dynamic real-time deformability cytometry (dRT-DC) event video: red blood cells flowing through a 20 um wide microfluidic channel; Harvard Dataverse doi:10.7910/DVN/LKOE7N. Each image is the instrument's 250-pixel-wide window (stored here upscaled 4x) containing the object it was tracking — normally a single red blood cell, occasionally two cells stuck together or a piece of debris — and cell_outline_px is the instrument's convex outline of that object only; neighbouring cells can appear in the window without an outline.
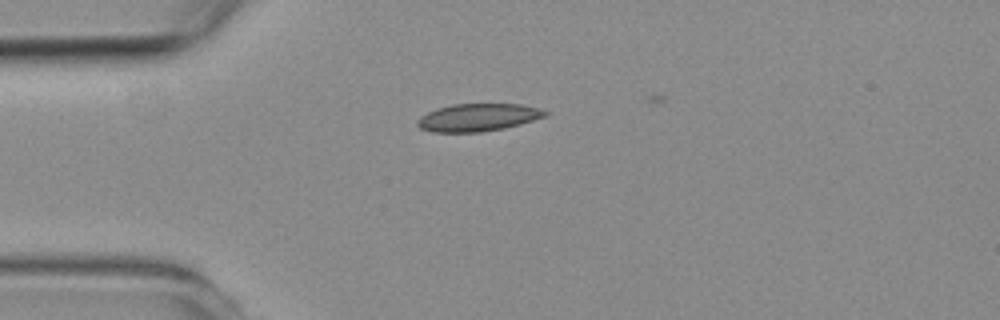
{"species": "common noctule bat (a hibernating species)", "species_latin": "Nyctalus noctula", "temperature_condition": "room temperature", "stored_images_in_passage": 4, "camera_frame_rate_fps": 3000, "um_per_image_px": 0.085, "animal": {"sex": "female", "body_mass_g": 19.3, "forearm_length_mm": 54.1}, "frame": {"image": 1, "passage_image": 1, "time_ms": 0.0, "image_size_px": [1000, 320], "cell_outline_px": [[548, 116], [520, 124], [504, 128], [480, 132], [432, 132], [420, 128], [416, 124], [416, 120], [420, 116], [436, 108], [452, 104], [520, 104], [540, 108], [548, 112]], "centroid_in_image_um": [40.62, 9.98], "position_along_channel_um": 44.4, "area_um2": 20.69}}
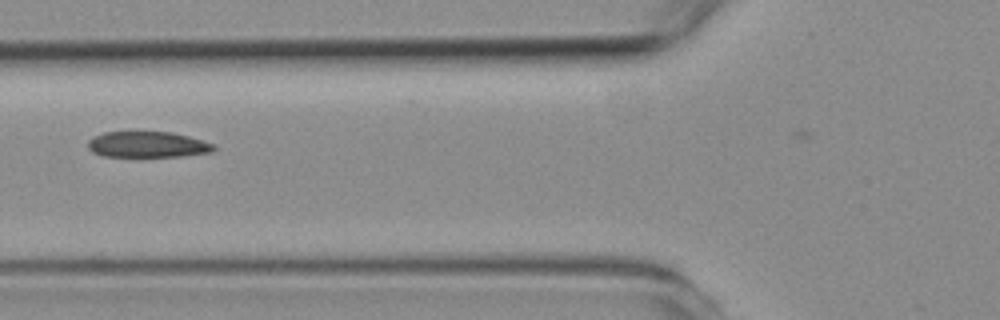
{"frame": {"image": 2, "passage_image": 3, "time_ms": 2.333, "image_size_px": [1000, 320], "cell_outline_px": [[216, 148], [212, 152], [184, 156], [104, 156], [92, 152], [88, 148], [88, 140], [92, 136], [104, 132], [172, 132], [188, 136], [216, 144]], "centroid_in_image_um": [12.55, 12.28], "position_along_channel_um": 113.2, "area_um2": 19.07}}
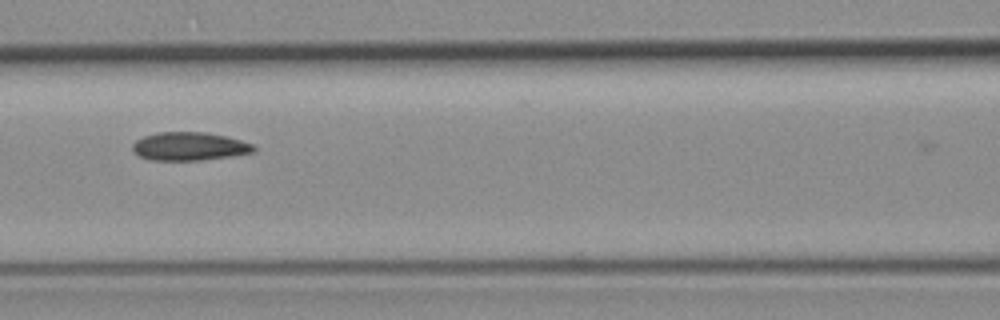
{"frame": {"image": 3, "passage_image": 4, "time_ms": 3.333, "image_size_px": [1000, 320], "cell_outline_px": [[256, 152], [232, 156], [200, 160], [148, 160], [132, 152], [132, 144], [136, 140], [144, 136], [156, 132], [204, 132], [228, 136], [252, 144], [256, 148]], "centroid_in_image_um": [16.09, 12.44], "position_along_channel_um": 150.5, "area_um2": 20.17}}